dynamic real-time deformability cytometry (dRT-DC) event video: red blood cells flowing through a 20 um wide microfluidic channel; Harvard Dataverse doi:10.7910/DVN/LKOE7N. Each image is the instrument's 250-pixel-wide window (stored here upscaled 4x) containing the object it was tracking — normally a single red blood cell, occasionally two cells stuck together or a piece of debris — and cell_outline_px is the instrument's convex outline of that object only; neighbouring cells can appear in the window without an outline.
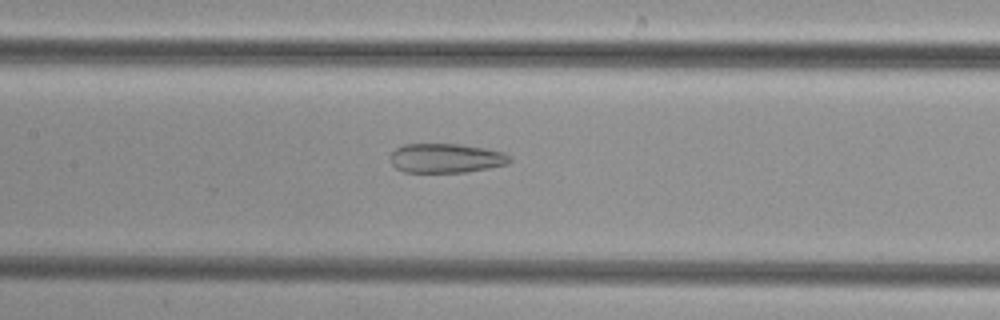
{"species": "common noctule bat (a hibernating species)", "species_latin": "Nyctalus noctula", "temperature_condition": "cold", "stored_images_in_passage": 51, "camera_frame_rate_fps": 3000, "um_per_image_px": 0.085, "animal": {"sex": "female", "body_mass_g": 29.2, "forearm_length_mm": 56.3}, "frame": {"image": 1, "passage_image": 24, "time_ms": 7.667, "image_size_px": [1000, 320], "cell_outline_px": [[512, 160], [508, 164], [488, 168], [464, 172], [404, 172], [396, 168], [392, 164], [388, 156], [396, 148], [404, 144], [460, 144], [484, 148], [504, 152], [512, 156]], "centroid_in_image_um": [37.91, 13.44], "position_along_channel_um": 169.5, "area_um2": 20.58}}
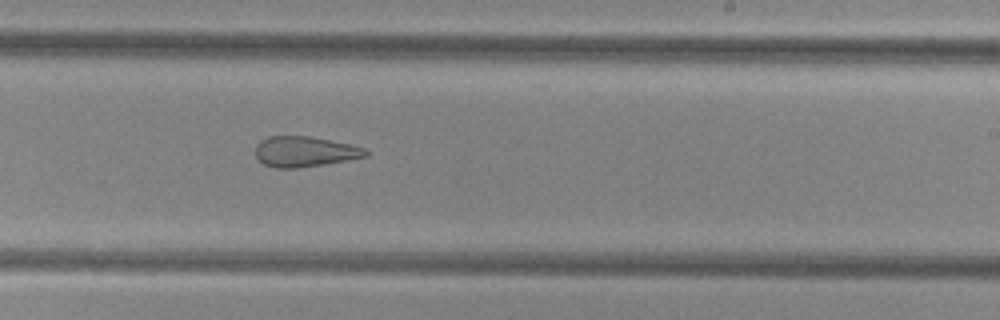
{"frame": {"image": 2, "passage_image": 31, "time_ms": 10.0, "image_size_px": [1000, 320], "cell_outline_px": [[368, 156], [324, 164], [296, 168], [276, 168], [264, 164], [256, 156], [256, 144], [260, 140], [268, 136], [308, 136], [348, 144], [364, 148], [368, 152]], "centroid_in_image_um": [25.86, 12.89], "position_along_channel_um": 263.1, "area_um2": 19.31}}
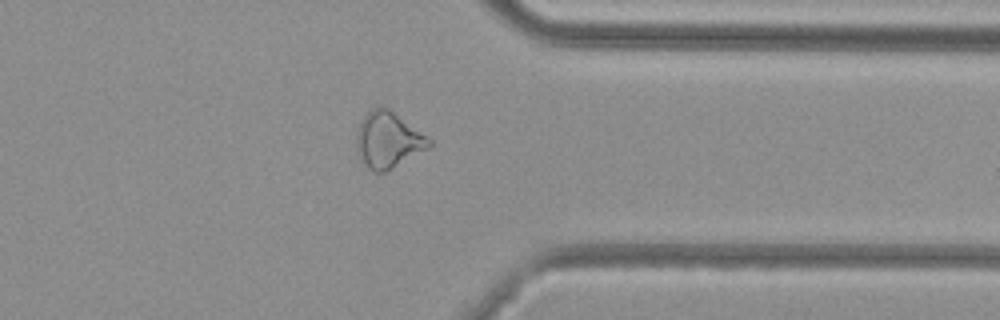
{"frame": {"image": 3, "passage_image": 40, "time_ms": 13.0, "image_size_px": [1000, 320], "cell_outline_px": [[432, 144], [428, 148], [384, 172], [372, 172], [368, 168], [356, 148], [356, 128], [364, 116], [372, 108], [380, 104], [388, 108], [428, 136], [432, 140]], "centroid_in_image_um": [32.98, 11.86], "position_along_channel_um": 378.4, "area_um2": 23.58}}